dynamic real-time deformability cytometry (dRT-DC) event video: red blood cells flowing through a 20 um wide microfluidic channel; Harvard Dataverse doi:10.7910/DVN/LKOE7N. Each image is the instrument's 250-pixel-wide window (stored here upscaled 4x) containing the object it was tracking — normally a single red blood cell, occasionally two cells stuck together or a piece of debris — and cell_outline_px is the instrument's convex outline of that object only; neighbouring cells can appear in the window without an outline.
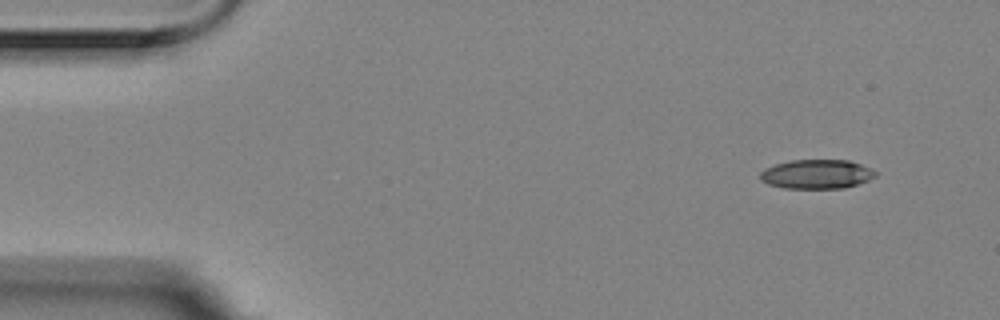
{"species": "Egyptian fruit bat (a non-hibernating species)", "species_latin": "Rousettus aegyptiacus", "temperature_condition": "room temperature", "stored_images_in_passage": 4, "camera_frame_rate_fps": 3000, "um_per_image_px": 0.085, "animal": {"sex": "female"}, "frame": {"image": 1, "passage_image": 1, "time_ms": 0.0, "image_size_px": [1000, 320], "cell_outline_px": [[876, 176], [868, 180], [844, 188], [784, 188], [768, 184], [760, 180], [760, 172], [764, 168], [776, 164], [792, 160], [848, 160], [860, 164], [876, 172]], "centroid_in_image_um": [69.38, 14.8], "position_along_channel_um": 15.6, "area_um2": 19.48}}
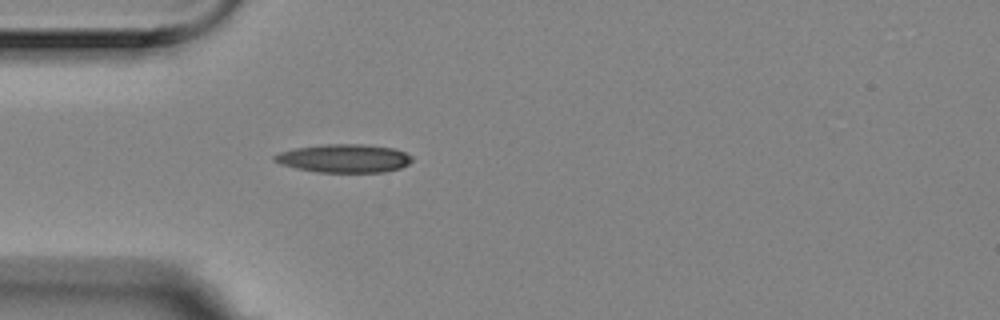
{"frame": {"image": 2, "passage_image": 4, "time_ms": 1.0, "image_size_px": [1000, 320], "cell_outline_px": [[412, 160], [408, 164], [400, 168], [384, 172], [320, 172], [296, 168], [280, 164], [272, 160], [272, 156], [280, 152], [292, 148], [324, 144], [360, 144], [392, 148], [404, 152], [412, 156]], "centroid_in_image_um": [29.2, 13.46], "position_along_channel_um": 55.8, "area_um2": 22.72}}